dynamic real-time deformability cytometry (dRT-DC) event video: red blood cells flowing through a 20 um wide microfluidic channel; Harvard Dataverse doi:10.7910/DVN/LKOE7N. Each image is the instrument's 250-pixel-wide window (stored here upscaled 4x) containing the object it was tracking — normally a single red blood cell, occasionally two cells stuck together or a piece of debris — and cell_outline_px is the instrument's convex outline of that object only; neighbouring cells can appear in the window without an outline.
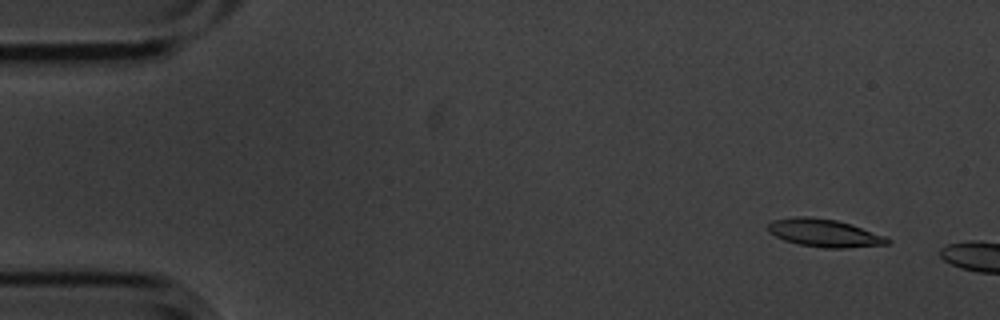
{"species": "common noctule bat (a hibernating species)", "species_latin": "Nyctalus noctula", "temperature_condition": "cold", "stored_images_in_passage": 4, "camera_frame_rate_fps": 3000, "um_per_image_px": 0.085, "animal": {"sex": "male", "body_mass_g": 20.1, "forearm_length_mm": 53.5}, "frame": {"image": 1, "passage_image": 1, "time_ms": 0.0, "image_size_px": [1000, 320], "cell_outline_px": [[892, 240], [888, 244], [848, 248], [824, 248], [800, 244], [784, 240], [768, 232], [768, 224], [772, 220], [796, 216], [808, 216], [836, 220], [852, 224], [888, 236]], "centroid_in_image_um": [70.12, 19.8], "position_along_channel_um": 14.9, "area_um2": 19.59}}